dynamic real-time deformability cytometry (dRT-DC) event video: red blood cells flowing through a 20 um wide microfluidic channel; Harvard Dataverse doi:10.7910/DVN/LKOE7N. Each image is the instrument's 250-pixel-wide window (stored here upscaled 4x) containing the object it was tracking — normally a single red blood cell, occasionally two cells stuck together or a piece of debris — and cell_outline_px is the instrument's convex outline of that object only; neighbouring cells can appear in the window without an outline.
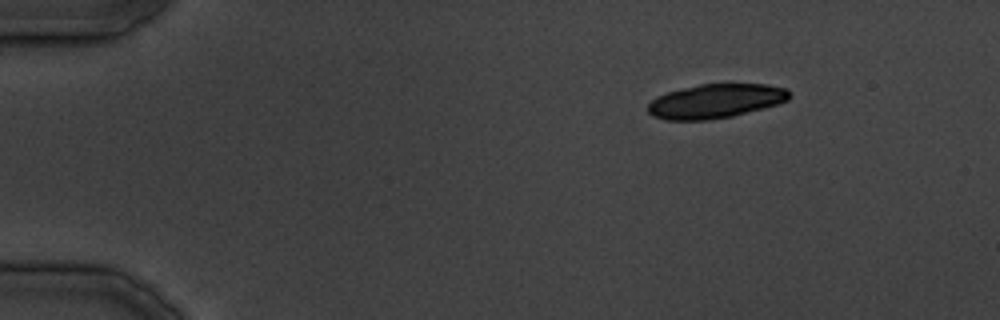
{"species": "common noctule bat (a hibernating species)", "species_latin": "Nyctalus noctula", "temperature_condition": "cold", "stored_images_in_passage": 33, "camera_frame_rate_fps": 3000, "um_per_image_px": 0.085, "animal": {"sex": "male", "body_mass_g": 19.5, "forearm_length_mm": 54.6}, "frame": {"image": 1, "passage_image": 1, "time_ms": 0.0, "image_size_px": [1000, 320], "cell_outline_px": [[792, 96], [788, 100], [764, 108], [732, 116], [708, 120], [664, 120], [652, 116], [648, 112], [648, 104], [656, 96], [668, 92], [700, 84], [768, 84], [788, 88]], "centroid_in_image_um": [60.84, 8.59], "position_along_channel_um": 24.2, "area_um2": 28.26}}
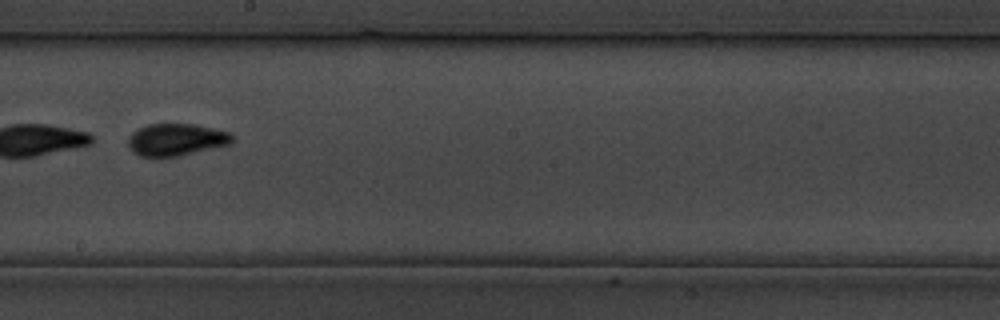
{"frame": {"image": 2, "passage_image": 17, "time_ms": 20.0, "image_size_px": [1000, 320], "cell_outline_px": [[236, 136], [232, 144], [180, 156], [156, 160], [152, 160], [140, 156], [132, 152], [128, 144], [128, 136], [132, 132], [148, 124], [192, 124], [232, 132]], "centroid_in_image_um": [14.98, 11.92], "position_along_channel_um": 233.2, "area_um2": 20.35}}